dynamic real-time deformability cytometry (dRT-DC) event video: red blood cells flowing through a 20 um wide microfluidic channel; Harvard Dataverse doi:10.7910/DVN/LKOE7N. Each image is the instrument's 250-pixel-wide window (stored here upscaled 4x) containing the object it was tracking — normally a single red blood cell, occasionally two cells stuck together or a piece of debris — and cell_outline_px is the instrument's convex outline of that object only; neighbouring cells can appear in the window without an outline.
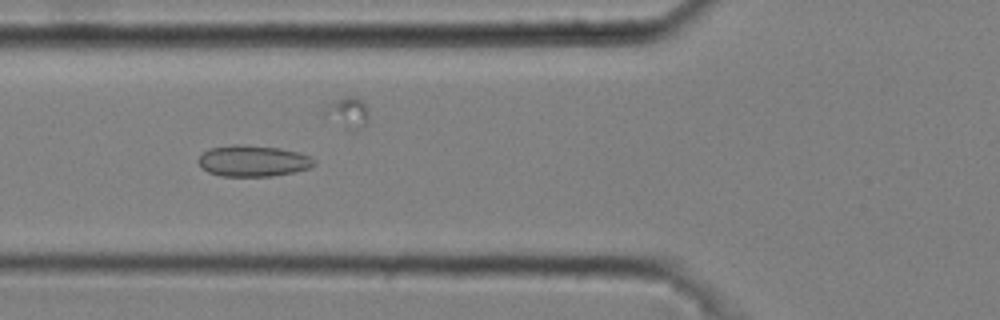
{"species": "common noctule bat (a hibernating species)", "species_latin": "Nyctalus noctula", "temperature_condition": "cold", "stored_images_in_passage": 47, "camera_frame_rate_fps": 3000, "um_per_image_px": 0.085, "animal": {"sex": "male", "body_mass_g": 20.4}, "frame": {"image": 1, "passage_image": 20, "time_ms": 6.333, "image_size_px": [1000, 320], "cell_outline_px": [[316, 164], [308, 168], [292, 172], [272, 176], [220, 176], [208, 172], [200, 168], [196, 160], [208, 148], [236, 144], [276, 148], [296, 152], [308, 156], [316, 160]], "centroid_in_image_um": [21.44, 13.69], "position_along_channel_um": 104.4, "area_um2": 20.92}}
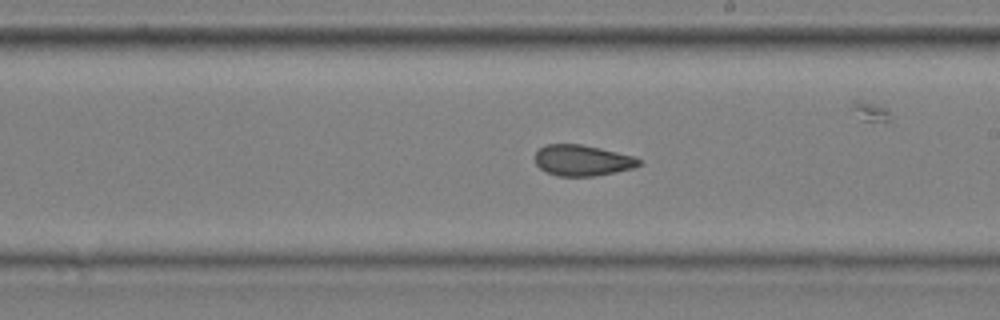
{"frame": {"image": 2, "passage_image": 31, "time_ms": 10.0, "image_size_px": [1000, 320], "cell_outline_px": [[644, 164], [632, 168], [616, 172], [592, 176], [556, 176], [540, 168], [536, 164], [536, 152], [540, 148], [548, 144], [580, 144], [600, 148], [632, 156], [644, 160]], "centroid_in_image_um": [49.54, 13.64], "position_along_channel_um": 239.5, "area_um2": 18.67}}
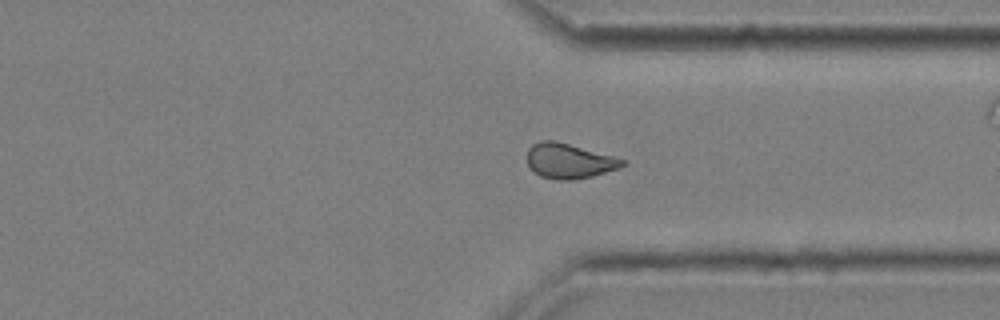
{"frame": {"image": 3, "passage_image": 41, "time_ms": 13.333, "image_size_px": [1000, 320], "cell_outline_px": [[628, 164], [620, 168], [592, 176], [572, 180], [556, 180], [540, 176], [528, 164], [528, 148], [532, 144], [540, 140], [556, 140], [616, 156], [628, 160]], "centroid_in_image_um": [48.44, 13.66], "position_along_channel_um": 363.0, "area_um2": 19.77}, "authors_computed_cell_mechanics": {"area_um2": 19.7676, "velocity_mm_per_s": 3.6945, "shape_relaxation_time_tau1_ms": null, "shape_relaxation_time_tau2_ms": 1.6712, "deformation_change_tau1": null, "deformation_change_tau2": 0.0709}}